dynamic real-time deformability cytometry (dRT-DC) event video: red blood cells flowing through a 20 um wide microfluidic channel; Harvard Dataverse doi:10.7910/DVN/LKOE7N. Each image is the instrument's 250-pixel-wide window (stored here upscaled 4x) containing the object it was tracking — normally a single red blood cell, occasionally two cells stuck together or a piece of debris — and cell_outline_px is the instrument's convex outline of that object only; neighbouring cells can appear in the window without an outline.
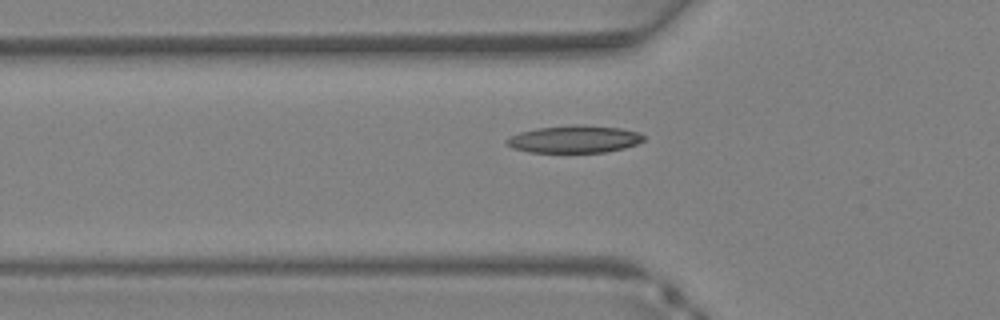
{"species": "Egyptian fruit bat (a non-hibernating species)", "species_latin": "Rousettus aegyptiacus", "temperature_condition": "warm", "stored_images_in_passage": 29, "camera_frame_rate_fps": 3000, "um_per_image_px": 0.085, "animal": {"sex": "female"}, "frame": {"image": 1, "passage_image": 7, "time_ms": 2.0, "image_size_px": [1000, 320], "cell_outline_px": [[644, 140], [636, 144], [624, 148], [608, 152], [528, 152], [512, 148], [504, 140], [520, 132], [540, 128], [580, 124], [620, 128], [636, 132], [644, 136]], "centroid_in_image_um": [48.82, 11.83], "position_along_channel_um": 77.0, "area_um2": 21.62}}
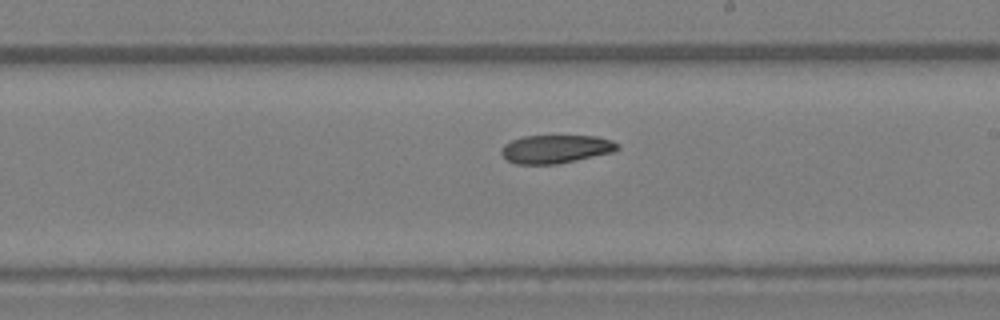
{"frame": {"image": 2, "passage_image": 16, "time_ms": 5.0, "image_size_px": [1000, 320], "cell_outline_px": [[620, 148], [612, 152], [576, 160], [556, 164], [516, 164], [508, 160], [500, 152], [504, 144], [512, 140], [524, 136], [596, 136], [612, 140], [620, 144]], "centroid_in_image_um": [47.25, 12.66], "position_along_channel_um": 241.7, "area_um2": 19.07}}
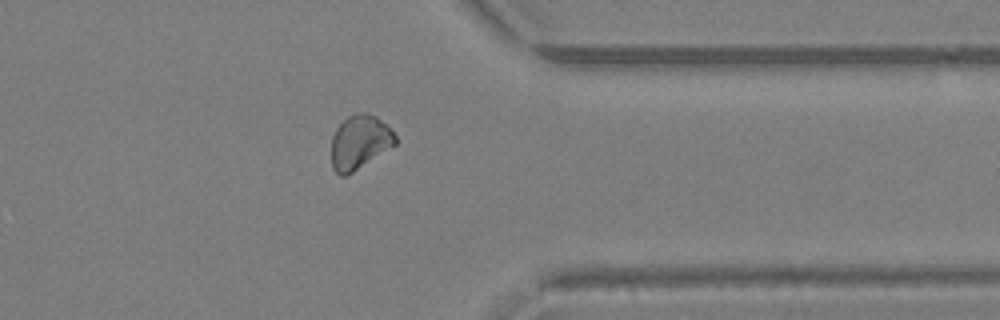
{"frame": {"image": 3, "passage_image": 24, "time_ms": 7.667, "image_size_px": [1000, 320], "cell_outline_px": [[396, 144], [352, 172], [344, 176], [340, 176], [332, 168], [332, 136], [336, 128], [348, 116], [356, 112], [368, 112], [376, 116], [396, 136]], "centroid_in_image_um": [30.54, 12.07], "position_along_channel_um": 380.9, "area_um2": 19.83}}